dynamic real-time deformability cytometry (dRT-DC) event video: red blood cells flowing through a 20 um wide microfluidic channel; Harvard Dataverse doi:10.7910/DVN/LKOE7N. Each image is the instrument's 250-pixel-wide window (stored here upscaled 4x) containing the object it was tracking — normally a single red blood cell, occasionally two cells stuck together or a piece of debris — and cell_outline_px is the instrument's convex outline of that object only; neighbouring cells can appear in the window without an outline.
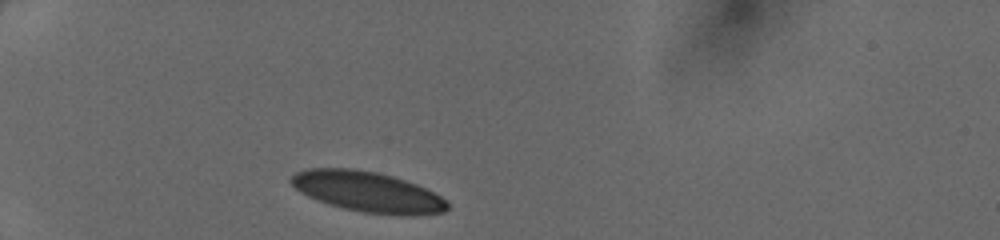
{"species": "human", "species_latin": "Homo sapiens", "temperature_condition": "cold", "stored_images_in_passage": 22, "camera_frame_rate_fps": 3000, "um_per_image_px": 0.085, "donor": {"sex": "female"}, "frame": {"image": 1, "passage_image": 1, "time_ms": 0.0, "image_size_px": [1000, 240], "cell_outline_px": [[448, 208], [444, 212], [416, 216], [396, 216], [360, 212], [328, 204], [308, 196], [300, 192], [288, 180], [296, 172], [308, 168], [352, 168], [376, 172], [392, 176], [416, 184], [440, 196], [448, 204]], "centroid_in_image_um": [31.24, 16.32], "position_along_channel_um": 53.8, "area_um2": 36.93}}
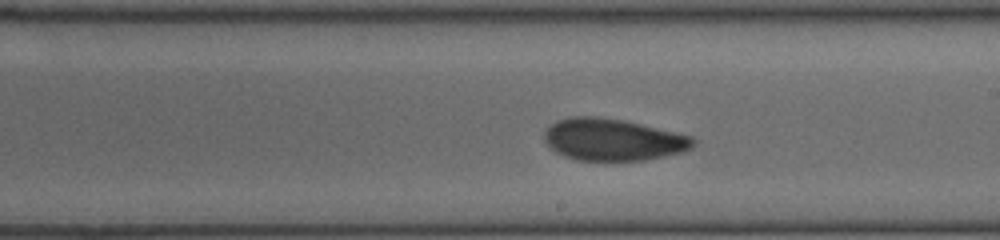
{"frame": {"image": 2, "passage_image": 13, "time_ms": 4.0, "image_size_px": [1000, 240], "cell_outline_px": [[696, 144], [692, 148], [684, 152], [644, 160], [576, 160], [564, 156], [556, 152], [544, 140], [544, 132], [556, 120], [572, 116], [596, 116], [620, 120], [640, 124], [676, 132], [692, 136], [696, 140]], "centroid_in_image_um": [52.12, 11.87], "position_along_channel_um": 236.9, "area_um2": 36.3}}
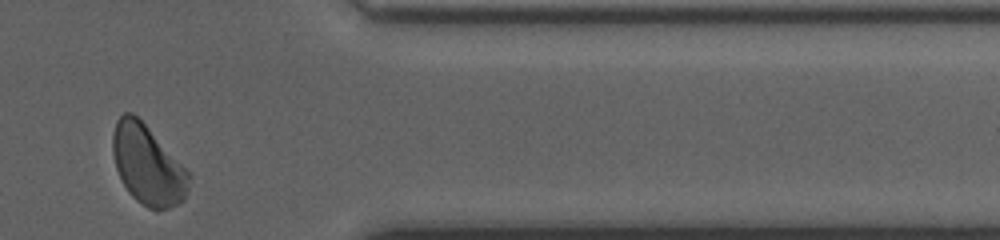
{"frame": {"image": 3, "passage_image": 22, "time_ms": 7.0, "image_size_px": [1000, 240], "cell_outline_px": [[192, 176], [188, 192], [184, 200], [168, 208], [156, 212], [148, 208], [136, 200], [128, 192], [116, 168], [112, 152], [112, 136], [116, 120], [124, 112], [132, 112], [148, 128]], "centroid_in_image_um": [12.55, 14.06], "position_along_channel_um": 398.9, "area_um2": 35.08}}